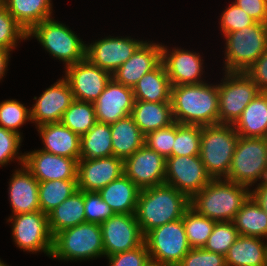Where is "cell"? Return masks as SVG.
I'll return each instance as SVG.
<instances>
[{
  "label": "cell",
  "instance_id": "obj_1",
  "mask_svg": "<svg viewBox=\"0 0 267 266\" xmlns=\"http://www.w3.org/2000/svg\"><path fill=\"white\" fill-rule=\"evenodd\" d=\"M218 84L178 85L171 88L174 121L183 125L219 123Z\"/></svg>",
  "mask_w": 267,
  "mask_h": 266
},
{
  "label": "cell",
  "instance_id": "obj_2",
  "mask_svg": "<svg viewBox=\"0 0 267 266\" xmlns=\"http://www.w3.org/2000/svg\"><path fill=\"white\" fill-rule=\"evenodd\" d=\"M190 200L175 187L163 183L141 189L135 216L143 235L154 228L182 219Z\"/></svg>",
  "mask_w": 267,
  "mask_h": 266
},
{
  "label": "cell",
  "instance_id": "obj_3",
  "mask_svg": "<svg viewBox=\"0 0 267 266\" xmlns=\"http://www.w3.org/2000/svg\"><path fill=\"white\" fill-rule=\"evenodd\" d=\"M250 197L249 187L226 179H213L190 199V207L216 222L233 221Z\"/></svg>",
  "mask_w": 267,
  "mask_h": 266
},
{
  "label": "cell",
  "instance_id": "obj_4",
  "mask_svg": "<svg viewBox=\"0 0 267 266\" xmlns=\"http://www.w3.org/2000/svg\"><path fill=\"white\" fill-rule=\"evenodd\" d=\"M238 138L232 124L201 126L199 156L212 179L228 176Z\"/></svg>",
  "mask_w": 267,
  "mask_h": 266
},
{
  "label": "cell",
  "instance_id": "obj_5",
  "mask_svg": "<svg viewBox=\"0 0 267 266\" xmlns=\"http://www.w3.org/2000/svg\"><path fill=\"white\" fill-rule=\"evenodd\" d=\"M105 257L100 224L85 222L53 236L50 258L64 261Z\"/></svg>",
  "mask_w": 267,
  "mask_h": 266
},
{
  "label": "cell",
  "instance_id": "obj_6",
  "mask_svg": "<svg viewBox=\"0 0 267 266\" xmlns=\"http://www.w3.org/2000/svg\"><path fill=\"white\" fill-rule=\"evenodd\" d=\"M225 72H245L267 49V24L256 22L224 34Z\"/></svg>",
  "mask_w": 267,
  "mask_h": 266
},
{
  "label": "cell",
  "instance_id": "obj_7",
  "mask_svg": "<svg viewBox=\"0 0 267 266\" xmlns=\"http://www.w3.org/2000/svg\"><path fill=\"white\" fill-rule=\"evenodd\" d=\"M267 178V138H238L232 157L228 181L252 187Z\"/></svg>",
  "mask_w": 267,
  "mask_h": 266
},
{
  "label": "cell",
  "instance_id": "obj_8",
  "mask_svg": "<svg viewBox=\"0 0 267 266\" xmlns=\"http://www.w3.org/2000/svg\"><path fill=\"white\" fill-rule=\"evenodd\" d=\"M27 36L35 37L49 54L65 63V68L85 59L86 44L74 31L54 18L35 25Z\"/></svg>",
  "mask_w": 267,
  "mask_h": 266
},
{
  "label": "cell",
  "instance_id": "obj_9",
  "mask_svg": "<svg viewBox=\"0 0 267 266\" xmlns=\"http://www.w3.org/2000/svg\"><path fill=\"white\" fill-rule=\"evenodd\" d=\"M224 76L218 84L219 123L233 125L260 91L245 72H225Z\"/></svg>",
  "mask_w": 267,
  "mask_h": 266
},
{
  "label": "cell",
  "instance_id": "obj_10",
  "mask_svg": "<svg viewBox=\"0 0 267 266\" xmlns=\"http://www.w3.org/2000/svg\"><path fill=\"white\" fill-rule=\"evenodd\" d=\"M150 259L177 266L190 251L182 219L154 228L144 236Z\"/></svg>",
  "mask_w": 267,
  "mask_h": 266
},
{
  "label": "cell",
  "instance_id": "obj_11",
  "mask_svg": "<svg viewBox=\"0 0 267 266\" xmlns=\"http://www.w3.org/2000/svg\"><path fill=\"white\" fill-rule=\"evenodd\" d=\"M12 236L17 247L28 252H44L51 257L53 236L48 226V215L42 211H34L10 216Z\"/></svg>",
  "mask_w": 267,
  "mask_h": 266
},
{
  "label": "cell",
  "instance_id": "obj_12",
  "mask_svg": "<svg viewBox=\"0 0 267 266\" xmlns=\"http://www.w3.org/2000/svg\"><path fill=\"white\" fill-rule=\"evenodd\" d=\"M213 179L199 155L171 156L166 159V184L175 187L189 200Z\"/></svg>",
  "mask_w": 267,
  "mask_h": 266
},
{
  "label": "cell",
  "instance_id": "obj_13",
  "mask_svg": "<svg viewBox=\"0 0 267 266\" xmlns=\"http://www.w3.org/2000/svg\"><path fill=\"white\" fill-rule=\"evenodd\" d=\"M100 227L106 257L135 249L144 243L135 214L116 213Z\"/></svg>",
  "mask_w": 267,
  "mask_h": 266
},
{
  "label": "cell",
  "instance_id": "obj_14",
  "mask_svg": "<svg viewBox=\"0 0 267 266\" xmlns=\"http://www.w3.org/2000/svg\"><path fill=\"white\" fill-rule=\"evenodd\" d=\"M74 100L94 103L111 80L112 74L91 64L86 58L65 68Z\"/></svg>",
  "mask_w": 267,
  "mask_h": 266
},
{
  "label": "cell",
  "instance_id": "obj_15",
  "mask_svg": "<svg viewBox=\"0 0 267 266\" xmlns=\"http://www.w3.org/2000/svg\"><path fill=\"white\" fill-rule=\"evenodd\" d=\"M145 41L129 37H105L86 44L85 58L109 73L115 72Z\"/></svg>",
  "mask_w": 267,
  "mask_h": 266
},
{
  "label": "cell",
  "instance_id": "obj_16",
  "mask_svg": "<svg viewBox=\"0 0 267 266\" xmlns=\"http://www.w3.org/2000/svg\"><path fill=\"white\" fill-rule=\"evenodd\" d=\"M166 159L143 145L124 160V174L140 189L165 182Z\"/></svg>",
  "mask_w": 267,
  "mask_h": 266
},
{
  "label": "cell",
  "instance_id": "obj_17",
  "mask_svg": "<svg viewBox=\"0 0 267 266\" xmlns=\"http://www.w3.org/2000/svg\"><path fill=\"white\" fill-rule=\"evenodd\" d=\"M124 174V160L115 156L79 159L77 186L82 191L98 192Z\"/></svg>",
  "mask_w": 267,
  "mask_h": 266
},
{
  "label": "cell",
  "instance_id": "obj_18",
  "mask_svg": "<svg viewBox=\"0 0 267 266\" xmlns=\"http://www.w3.org/2000/svg\"><path fill=\"white\" fill-rule=\"evenodd\" d=\"M36 103L31 107V122L36 127L42 124L60 122L63 113L74 101L72 90L63 77L44 90L40 97H34Z\"/></svg>",
  "mask_w": 267,
  "mask_h": 266
},
{
  "label": "cell",
  "instance_id": "obj_19",
  "mask_svg": "<svg viewBox=\"0 0 267 266\" xmlns=\"http://www.w3.org/2000/svg\"><path fill=\"white\" fill-rule=\"evenodd\" d=\"M134 103L133 89L111 78L103 92L93 103L96 120L99 123L113 124L131 115Z\"/></svg>",
  "mask_w": 267,
  "mask_h": 266
},
{
  "label": "cell",
  "instance_id": "obj_20",
  "mask_svg": "<svg viewBox=\"0 0 267 266\" xmlns=\"http://www.w3.org/2000/svg\"><path fill=\"white\" fill-rule=\"evenodd\" d=\"M24 165L39 181L77 179L78 161L41 149L24 153Z\"/></svg>",
  "mask_w": 267,
  "mask_h": 266
},
{
  "label": "cell",
  "instance_id": "obj_21",
  "mask_svg": "<svg viewBox=\"0 0 267 266\" xmlns=\"http://www.w3.org/2000/svg\"><path fill=\"white\" fill-rule=\"evenodd\" d=\"M161 44V62L164 64L168 78L172 86L199 84L204 69L199 53L183 49L171 51Z\"/></svg>",
  "mask_w": 267,
  "mask_h": 266
},
{
  "label": "cell",
  "instance_id": "obj_22",
  "mask_svg": "<svg viewBox=\"0 0 267 266\" xmlns=\"http://www.w3.org/2000/svg\"><path fill=\"white\" fill-rule=\"evenodd\" d=\"M148 42L146 40L125 63L112 73V78L116 82L133 89L143 75L151 72L161 63V44Z\"/></svg>",
  "mask_w": 267,
  "mask_h": 266
},
{
  "label": "cell",
  "instance_id": "obj_23",
  "mask_svg": "<svg viewBox=\"0 0 267 266\" xmlns=\"http://www.w3.org/2000/svg\"><path fill=\"white\" fill-rule=\"evenodd\" d=\"M15 170L9 182V200L12 216L40 210L39 181L25 167Z\"/></svg>",
  "mask_w": 267,
  "mask_h": 266
},
{
  "label": "cell",
  "instance_id": "obj_24",
  "mask_svg": "<svg viewBox=\"0 0 267 266\" xmlns=\"http://www.w3.org/2000/svg\"><path fill=\"white\" fill-rule=\"evenodd\" d=\"M45 152L80 159L81 137L61 122L47 123L37 126Z\"/></svg>",
  "mask_w": 267,
  "mask_h": 266
},
{
  "label": "cell",
  "instance_id": "obj_25",
  "mask_svg": "<svg viewBox=\"0 0 267 266\" xmlns=\"http://www.w3.org/2000/svg\"><path fill=\"white\" fill-rule=\"evenodd\" d=\"M140 188L125 174L98 191L114 213L135 214Z\"/></svg>",
  "mask_w": 267,
  "mask_h": 266
},
{
  "label": "cell",
  "instance_id": "obj_26",
  "mask_svg": "<svg viewBox=\"0 0 267 266\" xmlns=\"http://www.w3.org/2000/svg\"><path fill=\"white\" fill-rule=\"evenodd\" d=\"M233 126L240 137L267 138V92H259Z\"/></svg>",
  "mask_w": 267,
  "mask_h": 266
},
{
  "label": "cell",
  "instance_id": "obj_27",
  "mask_svg": "<svg viewBox=\"0 0 267 266\" xmlns=\"http://www.w3.org/2000/svg\"><path fill=\"white\" fill-rule=\"evenodd\" d=\"M131 116L144 135L151 131L168 127L175 122L171 102L135 100Z\"/></svg>",
  "mask_w": 267,
  "mask_h": 266
},
{
  "label": "cell",
  "instance_id": "obj_28",
  "mask_svg": "<svg viewBox=\"0 0 267 266\" xmlns=\"http://www.w3.org/2000/svg\"><path fill=\"white\" fill-rule=\"evenodd\" d=\"M261 239L240 235L225 255L226 266H267V243Z\"/></svg>",
  "mask_w": 267,
  "mask_h": 266
},
{
  "label": "cell",
  "instance_id": "obj_29",
  "mask_svg": "<svg viewBox=\"0 0 267 266\" xmlns=\"http://www.w3.org/2000/svg\"><path fill=\"white\" fill-rule=\"evenodd\" d=\"M113 156L125 160L144 145L145 135L128 115L110 124Z\"/></svg>",
  "mask_w": 267,
  "mask_h": 266
},
{
  "label": "cell",
  "instance_id": "obj_30",
  "mask_svg": "<svg viewBox=\"0 0 267 266\" xmlns=\"http://www.w3.org/2000/svg\"><path fill=\"white\" fill-rule=\"evenodd\" d=\"M85 222L84 191L79 189L48 214V226L52 236Z\"/></svg>",
  "mask_w": 267,
  "mask_h": 266
},
{
  "label": "cell",
  "instance_id": "obj_31",
  "mask_svg": "<svg viewBox=\"0 0 267 266\" xmlns=\"http://www.w3.org/2000/svg\"><path fill=\"white\" fill-rule=\"evenodd\" d=\"M171 82L161 62L146 73L133 87L135 100L147 102H171Z\"/></svg>",
  "mask_w": 267,
  "mask_h": 266
},
{
  "label": "cell",
  "instance_id": "obj_32",
  "mask_svg": "<svg viewBox=\"0 0 267 266\" xmlns=\"http://www.w3.org/2000/svg\"><path fill=\"white\" fill-rule=\"evenodd\" d=\"M3 5L27 33L52 17L51 0H4Z\"/></svg>",
  "mask_w": 267,
  "mask_h": 266
},
{
  "label": "cell",
  "instance_id": "obj_33",
  "mask_svg": "<svg viewBox=\"0 0 267 266\" xmlns=\"http://www.w3.org/2000/svg\"><path fill=\"white\" fill-rule=\"evenodd\" d=\"M241 236L267 239V214L250 196L233 219Z\"/></svg>",
  "mask_w": 267,
  "mask_h": 266
},
{
  "label": "cell",
  "instance_id": "obj_34",
  "mask_svg": "<svg viewBox=\"0 0 267 266\" xmlns=\"http://www.w3.org/2000/svg\"><path fill=\"white\" fill-rule=\"evenodd\" d=\"M109 124L97 122L81 136L80 159H95L113 155Z\"/></svg>",
  "mask_w": 267,
  "mask_h": 266
},
{
  "label": "cell",
  "instance_id": "obj_35",
  "mask_svg": "<svg viewBox=\"0 0 267 266\" xmlns=\"http://www.w3.org/2000/svg\"><path fill=\"white\" fill-rule=\"evenodd\" d=\"M77 190V179L39 182L38 197L40 211L48 215Z\"/></svg>",
  "mask_w": 267,
  "mask_h": 266
},
{
  "label": "cell",
  "instance_id": "obj_36",
  "mask_svg": "<svg viewBox=\"0 0 267 266\" xmlns=\"http://www.w3.org/2000/svg\"><path fill=\"white\" fill-rule=\"evenodd\" d=\"M60 122L75 134L83 136L97 123L93 103L74 100Z\"/></svg>",
  "mask_w": 267,
  "mask_h": 266
},
{
  "label": "cell",
  "instance_id": "obj_37",
  "mask_svg": "<svg viewBox=\"0 0 267 266\" xmlns=\"http://www.w3.org/2000/svg\"><path fill=\"white\" fill-rule=\"evenodd\" d=\"M182 222L191 248H203L216 223V221L199 214L190 206L183 213Z\"/></svg>",
  "mask_w": 267,
  "mask_h": 266
},
{
  "label": "cell",
  "instance_id": "obj_38",
  "mask_svg": "<svg viewBox=\"0 0 267 266\" xmlns=\"http://www.w3.org/2000/svg\"><path fill=\"white\" fill-rule=\"evenodd\" d=\"M201 126L175 122V140L171 156H195L200 154Z\"/></svg>",
  "mask_w": 267,
  "mask_h": 266
},
{
  "label": "cell",
  "instance_id": "obj_39",
  "mask_svg": "<svg viewBox=\"0 0 267 266\" xmlns=\"http://www.w3.org/2000/svg\"><path fill=\"white\" fill-rule=\"evenodd\" d=\"M239 236L233 221L216 222L203 248L225 256Z\"/></svg>",
  "mask_w": 267,
  "mask_h": 266
},
{
  "label": "cell",
  "instance_id": "obj_40",
  "mask_svg": "<svg viewBox=\"0 0 267 266\" xmlns=\"http://www.w3.org/2000/svg\"><path fill=\"white\" fill-rule=\"evenodd\" d=\"M15 99L4 100L0 103V126L19 134L18 128L26 121H31V111Z\"/></svg>",
  "mask_w": 267,
  "mask_h": 266
},
{
  "label": "cell",
  "instance_id": "obj_41",
  "mask_svg": "<svg viewBox=\"0 0 267 266\" xmlns=\"http://www.w3.org/2000/svg\"><path fill=\"white\" fill-rule=\"evenodd\" d=\"M28 39L27 32L3 5L0 7V47L12 51L18 40Z\"/></svg>",
  "mask_w": 267,
  "mask_h": 266
},
{
  "label": "cell",
  "instance_id": "obj_42",
  "mask_svg": "<svg viewBox=\"0 0 267 266\" xmlns=\"http://www.w3.org/2000/svg\"><path fill=\"white\" fill-rule=\"evenodd\" d=\"M84 211L86 222L102 224L115 213L98 192L84 191Z\"/></svg>",
  "mask_w": 267,
  "mask_h": 266
},
{
  "label": "cell",
  "instance_id": "obj_43",
  "mask_svg": "<svg viewBox=\"0 0 267 266\" xmlns=\"http://www.w3.org/2000/svg\"><path fill=\"white\" fill-rule=\"evenodd\" d=\"M174 140L175 122L168 127L147 133L145 135L144 145L167 159L168 157H171Z\"/></svg>",
  "mask_w": 267,
  "mask_h": 266
},
{
  "label": "cell",
  "instance_id": "obj_44",
  "mask_svg": "<svg viewBox=\"0 0 267 266\" xmlns=\"http://www.w3.org/2000/svg\"><path fill=\"white\" fill-rule=\"evenodd\" d=\"M21 142L22 137L19 134L0 126V166L8 164L14 159L19 161V165H24L25 155L18 152Z\"/></svg>",
  "mask_w": 267,
  "mask_h": 266
},
{
  "label": "cell",
  "instance_id": "obj_45",
  "mask_svg": "<svg viewBox=\"0 0 267 266\" xmlns=\"http://www.w3.org/2000/svg\"><path fill=\"white\" fill-rule=\"evenodd\" d=\"M255 23L256 21L254 19L234 3H231L225 9L220 18V28L223 35L241 30Z\"/></svg>",
  "mask_w": 267,
  "mask_h": 266
},
{
  "label": "cell",
  "instance_id": "obj_46",
  "mask_svg": "<svg viewBox=\"0 0 267 266\" xmlns=\"http://www.w3.org/2000/svg\"><path fill=\"white\" fill-rule=\"evenodd\" d=\"M177 266H226V259L204 248H191Z\"/></svg>",
  "mask_w": 267,
  "mask_h": 266
},
{
  "label": "cell",
  "instance_id": "obj_47",
  "mask_svg": "<svg viewBox=\"0 0 267 266\" xmlns=\"http://www.w3.org/2000/svg\"><path fill=\"white\" fill-rule=\"evenodd\" d=\"M106 258H108L109 266H145L150 256L144 242L135 249L107 256Z\"/></svg>",
  "mask_w": 267,
  "mask_h": 266
},
{
  "label": "cell",
  "instance_id": "obj_48",
  "mask_svg": "<svg viewBox=\"0 0 267 266\" xmlns=\"http://www.w3.org/2000/svg\"><path fill=\"white\" fill-rule=\"evenodd\" d=\"M245 73L257 84L260 92H267V49Z\"/></svg>",
  "mask_w": 267,
  "mask_h": 266
},
{
  "label": "cell",
  "instance_id": "obj_49",
  "mask_svg": "<svg viewBox=\"0 0 267 266\" xmlns=\"http://www.w3.org/2000/svg\"><path fill=\"white\" fill-rule=\"evenodd\" d=\"M233 3L256 22L267 24V0H235Z\"/></svg>",
  "mask_w": 267,
  "mask_h": 266
},
{
  "label": "cell",
  "instance_id": "obj_50",
  "mask_svg": "<svg viewBox=\"0 0 267 266\" xmlns=\"http://www.w3.org/2000/svg\"><path fill=\"white\" fill-rule=\"evenodd\" d=\"M250 196L267 214V178L258 183L256 189L250 190Z\"/></svg>",
  "mask_w": 267,
  "mask_h": 266
},
{
  "label": "cell",
  "instance_id": "obj_51",
  "mask_svg": "<svg viewBox=\"0 0 267 266\" xmlns=\"http://www.w3.org/2000/svg\"><path fill=\"white\" fill-rule=\"evenodd\" d=\"M9 58L10 51L0 47V81L2 77L5 76V71L7 70L8 62L10 61Z\"/></svg>",
  "mask_w": 267,
  "mask_h": 266
},
{
  "label": "cell",
  "instance_id": "obj_52",
  "mask_svg": "<svg viewBox=\"0 0 267 266\" xmlns=\"http://www.w3.org/2000/svg\"><path fill=\"white\" fill-rule=\"evenodd\" d=\"M145 266H172L165 263H161L152 259H149V261L145 264Z\"/></svg>",
  "mask_w": 267,
  "mask_h": 266
},
{
  "label": "cell",
  "instance_id": "obj_53",
  "mask_svg": "<svg viewBox=\"0 0 267 266\" xmlns=\"http://www.w3.org/2000/svg\"><path fill=\"white\" fill-rule=\"evenodd\" d=\"M0 266H9V265H6L3 261H1L0 259Z\"/></svg>",
  "mask_w": 267,
  "mask_h": 266
},
{
  "label": "cell",
  "instance_id": "obj_54",
  "mask_svg": "<svg viewBox=\"0 0 267 266\" xmlns=\"http://www.w3.org/2000/svg\"><path fill=\"white\" fill-rule=\"evenodd\" d=\"M4 0H0V7L3 6Z\"/></svg>",
  "mask_w": 267,
  "mask_h": 266
}]
</instances>
